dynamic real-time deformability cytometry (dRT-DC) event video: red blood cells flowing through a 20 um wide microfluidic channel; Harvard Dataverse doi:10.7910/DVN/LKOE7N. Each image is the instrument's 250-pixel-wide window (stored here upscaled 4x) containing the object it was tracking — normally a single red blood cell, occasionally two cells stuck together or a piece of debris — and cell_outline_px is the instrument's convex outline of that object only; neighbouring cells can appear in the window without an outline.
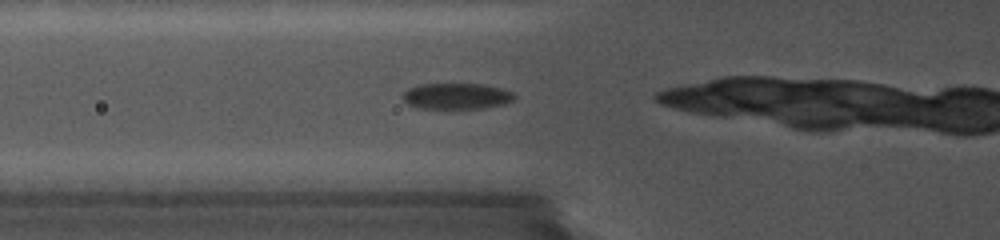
{"species": "common noctule bat (a hibernating species)", "species_latin": "Nyctalus noctula", "temperature_condition": "cold", "stored_images_in_passage": 35, "camera_frame_rate_fps": 5000, "um_per_image_px": 0.085, "animal": {"sex": "female", "body_mass_g": 19.0, "forearm_length_mm": 56.7}, "frame": {"image": 1, "passage_image": 2, "time_ms": 0.4, "image_size_px": [1000, 240], "cell_outline_px": [[516, 100], [504, 104], [480, 108], [420, 108], [408, 104], [404, 100], [404, 92], [408, 88], [420, 84], [484, 84], [500, 88], [512, 92], [516, 96]], "centroid_in_image_um": [38.84, 8.16], "position_along_channel_um": 87.0, "area_um2": 16.82}}
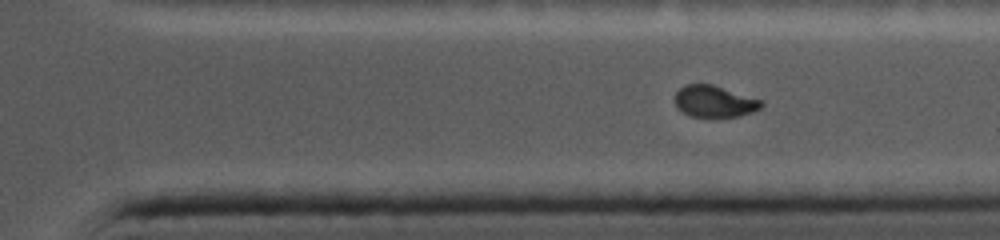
{"frame": {"image": 2, "passage_image": 26, "time_ms": 7.4, "image_size_px": [1000, 240], "cell_outline_px": [[764, 104], [760, 108], [752, 112], [740, 116], [692, 116], [676, 108], [676, 92], [684, 84], [712, 84], [764, 100]], "centroid_in_image_um": [60.76, 8.6], "position_along_channel_um": 350.6, "area_um2": 15.84}}
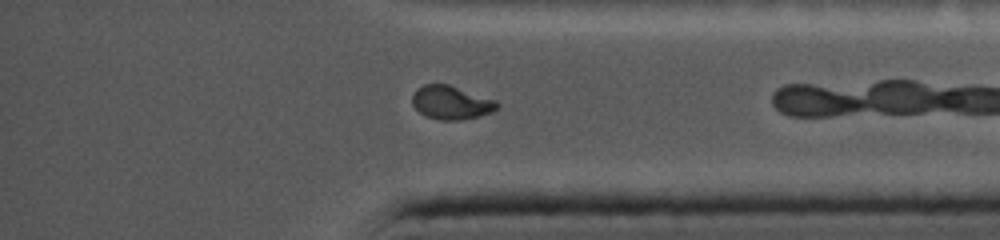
{"frame": {"image": 3, "passage_image": 30, "time_ms": 8.6, "image_size_px": [1000, 240], "cell_outline_px": [[500, 104], [492, 112], [480, 116], [460, 120], [440, 120], [424, 116], [412, 104], [412, 96], [416, 88], [424, 84], [448, 84], [496, 100]], "centroid_in_image_um": [38.33, 8.72], "position_along_channel_um": 396.9, "area_um2": 16.65}}